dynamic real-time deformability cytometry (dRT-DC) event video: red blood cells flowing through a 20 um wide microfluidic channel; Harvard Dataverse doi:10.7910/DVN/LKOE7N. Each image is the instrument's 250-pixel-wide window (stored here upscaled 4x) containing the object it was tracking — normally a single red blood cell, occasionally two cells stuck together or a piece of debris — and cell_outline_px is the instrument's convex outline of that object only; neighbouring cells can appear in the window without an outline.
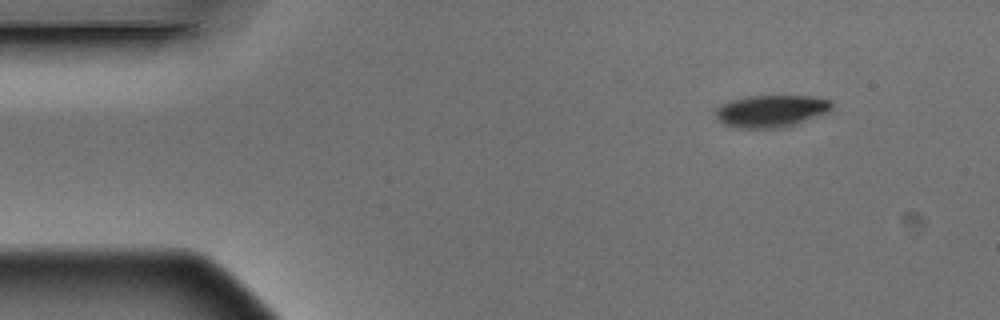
{"species": "Egyptian fruit bat (a non-hibernating species)", "species_latin": "Rousettus aegyptiacus", "temperature_condition": "warm", "stored_images_in_passage": 7, "camera_frame_rate_fps": 3000, "um_per_image_px": 0.085, "animal": {"sex": "male"}, "frame": {"image": 1, "passage_image": 1, "time_ms": 0.0, "image_size_px": [1000, 320], "cell_outline_px": [[832, 108], [828, 112], [788, 128], [740, 128], [724, 124], [716, 116], [716, 108], [720, 104], [728, 100], [748, 96], [812, 96], [832, 100]], "centroid_in_image_um": [65.57, 9.44], "position_along_channel_um": 19.4, "area_um2": 22.08}}
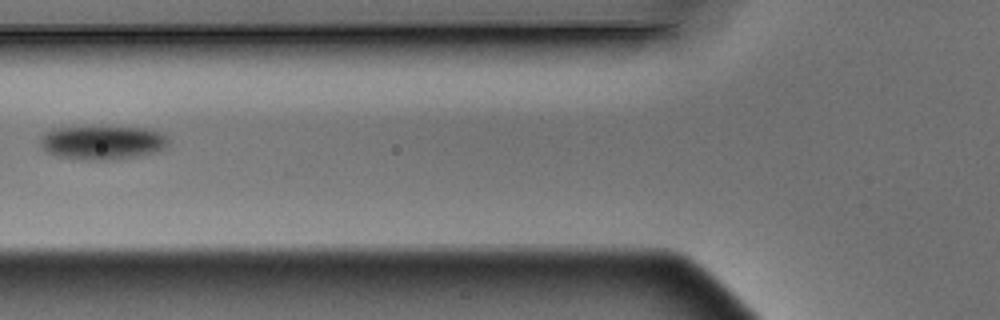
{"frame": {"image": 2, "passage_image": 5, "time_ms": 1.333, "image_size_px": [1000, 320], "cell_outline_px": [[168, 144], [164, 148], [152, 152], [136, 156], [108, 160], [84, 160], [56, 156], [48, 152], [40, 144], [40, 136], [44, 132], [52, 128], [144, 128], [160, 132], [168, 140]], "centroid_in_image_um": [8.65, 12.13], "position_along_channel_um": 117.2, "area_um2": 24.8}}
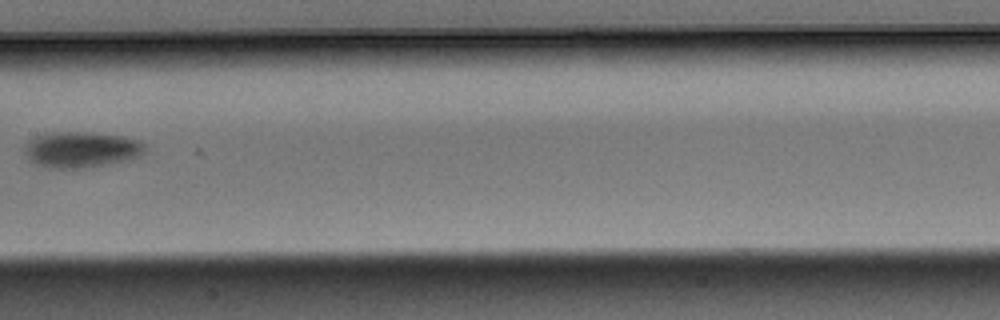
{"frame": {"image": 3, "passage_image": 7, "time_ms": 2.0, "image_size_px": [1000, 320], "cell_outline_px": [[148, 148], [140, 156], [132, 160], [84, 168], [52, 168], [36, 164], [28, 156], [28, 140], [36, 136], [56, 132], [92, 132], [124, 136], [140, 140]], "centroid_in_image_um": [7.04, 12.71], "position_along_channel_um": 200.4, "area_um2": 25.14}}